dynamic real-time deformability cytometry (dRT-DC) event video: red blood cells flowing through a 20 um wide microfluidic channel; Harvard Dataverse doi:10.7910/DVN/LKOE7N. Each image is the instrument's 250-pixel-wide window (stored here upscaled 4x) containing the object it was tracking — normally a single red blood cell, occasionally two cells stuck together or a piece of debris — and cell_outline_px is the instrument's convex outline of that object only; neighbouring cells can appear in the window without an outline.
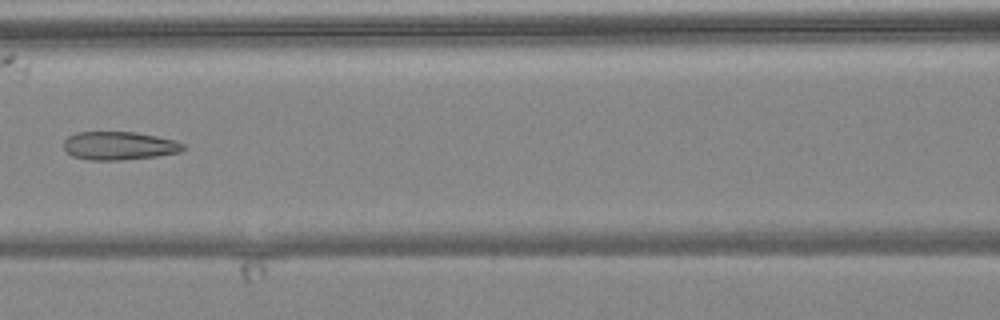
{"species": "common noctule bat (a hibernating species)", "species_latin": "Nyctalus noctula", "temperature_condition": "warm", "stored_images_in_passage": 5, "camera_frame_rate_fps": 3000, "um_per_image_px": 0.085, "animal": {"sex": "female", "body_mass_g": 24.6, "forearm_length_mm": 56.2}, "frame": {"image": 1, "passage_image": 4, "time_ms": 3.667, "image_size_px": [1000, 320], "cell_outline_px": [[184, 148], [180, 152], [156, 156], [120, 160], [92, 160], [72, 156], [64, 148], [64, 140], [68, 136], [76, 132], [136, 132], [176, 140], [184, 144]], "centroid_in_image_um": [10.12, 12.38], "position_along_channel_um": 156.5, "area_um2": 19.65}}
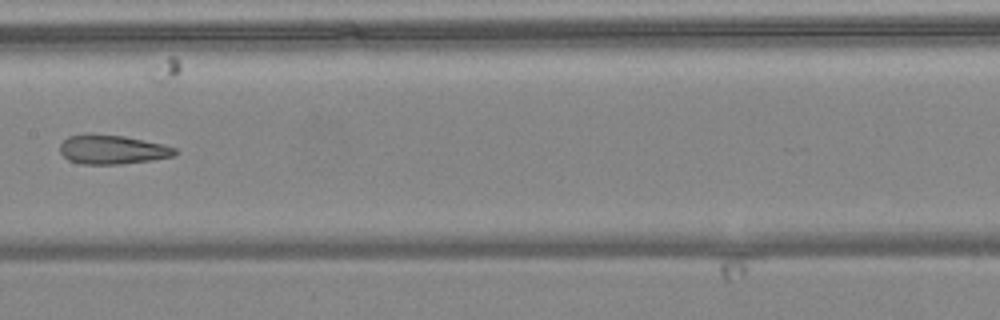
{"frame": {"image": 2, "passage_image": 5, "time_ms": 4.667, "image_size_px": [1000, 320], "cell_outline_px": [[180, 152], [176, 156], [152, 160], [120, 164], [80, 164], [68, 160], [60, 152], [60, 144], [68, 136], [88, 132], [124, 136], [164, 144], [176, 148]], "centroid_in_image_um": [9.56, 12.7], "position_along_channel_um": 197.8, "area_um2": 20.0}}